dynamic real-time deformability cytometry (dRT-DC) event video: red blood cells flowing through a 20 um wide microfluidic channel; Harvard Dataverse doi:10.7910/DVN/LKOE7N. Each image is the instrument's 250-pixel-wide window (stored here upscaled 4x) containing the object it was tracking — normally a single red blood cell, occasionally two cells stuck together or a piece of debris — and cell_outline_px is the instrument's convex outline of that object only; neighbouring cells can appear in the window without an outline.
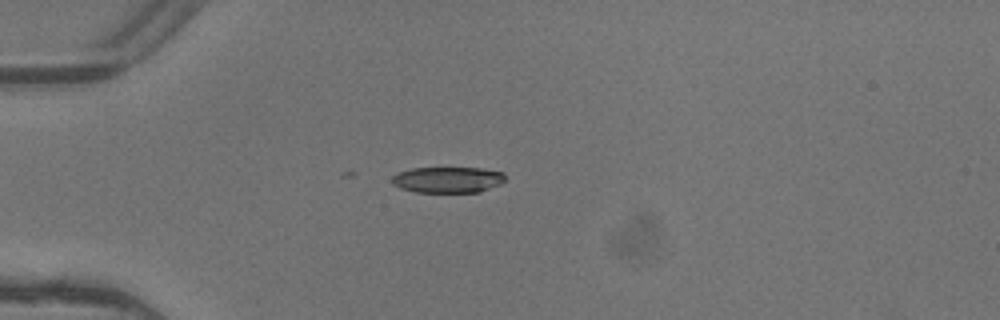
{"species": "common noctule bat (a hibernating species)", "species_latin": "Nyctalus noctula", "temperature_condition": "warm", "stored_images_in_passage": 2, "camera_frame_rate_fps": 3000, "um_per_image_px": 0.085, "animal": {"sex": "female"}, "frame": {"image": 1, "passage_image": 1, "time_ms": 0.0, "image_size_px": [1000, 320], "cell_outline_px": [[504, 180], [500, 184], [480, 192], [416, 192], [400, 188], [392, 184], [392, 176], [396, 172], [412, 168], [480, 168], [504, 172]], "centroid_in_image_um": [38.03, 15.27], "position_along_channel_um": 47.0, "area_um2": 17.22}}
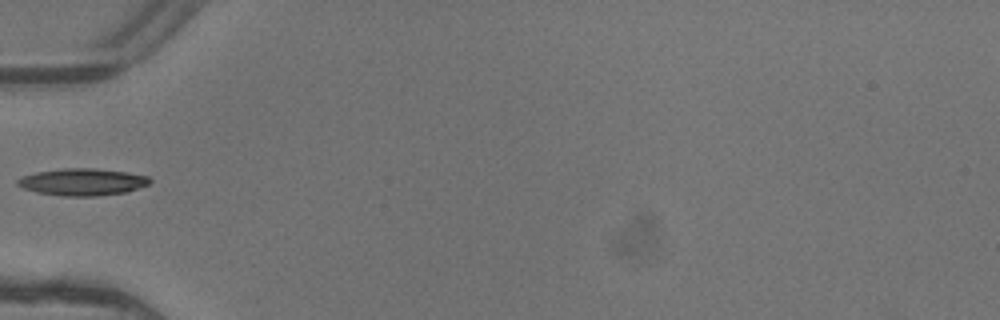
{"frame": {"image": 2, "passage_image": 2, "time_ms": 0.333, "image_size_px": [1000, 320], "cell_outline_px": [[152, 180], [148, 184], [124, 192], [96, 196], [64, 196], [36, 192], [24, 188], [16, 184], [16, 180], [24, 176], [36, 172], [64, 168], [92, 168], [124, 172], [148, 176]], "centroid_in_image_um": [6.98, 15.46], "position_along_channel_um": 78.0, "area_um2": 20.52}}